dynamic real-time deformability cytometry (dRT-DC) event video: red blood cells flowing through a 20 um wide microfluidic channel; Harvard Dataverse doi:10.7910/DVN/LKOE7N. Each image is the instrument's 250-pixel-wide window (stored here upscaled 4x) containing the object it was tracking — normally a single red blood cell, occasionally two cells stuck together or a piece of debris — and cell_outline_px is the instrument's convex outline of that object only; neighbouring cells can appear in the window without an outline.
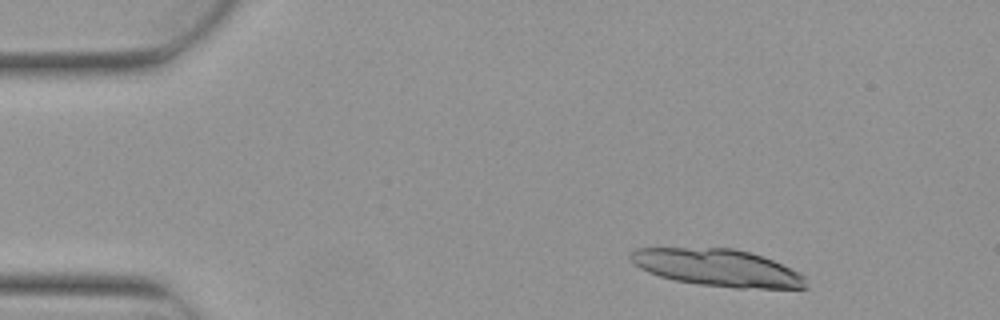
{"species": "Egyptian fruit bat (a non-hibernating species)", "species_latin": "Rousettus aegyptiacus", "temperature_condition": "warm", "stored_images_in_passage": 3, "camera_frame_rate_fps": 3000, "um_per_image_px": 0.085, "animal": {"sex": "female"}, "frame": {"image": 1, "passage_image": 1, "time_ms": 0.0, "image_size_px": [1000, 320], "cell_outline_px": [[808, 288], [736, 288], [700, 284], [676, 280], [660, 276], [648, 272], [640, 268], [628, 256], [636, 248], [732, 248], [748, 252], [772, 260], [800, 272], [804, 276]], "centroid_in_image_um": [61.01, 22.76], "position_along_channel_um": 24.0, "area_um2": 37.57}}